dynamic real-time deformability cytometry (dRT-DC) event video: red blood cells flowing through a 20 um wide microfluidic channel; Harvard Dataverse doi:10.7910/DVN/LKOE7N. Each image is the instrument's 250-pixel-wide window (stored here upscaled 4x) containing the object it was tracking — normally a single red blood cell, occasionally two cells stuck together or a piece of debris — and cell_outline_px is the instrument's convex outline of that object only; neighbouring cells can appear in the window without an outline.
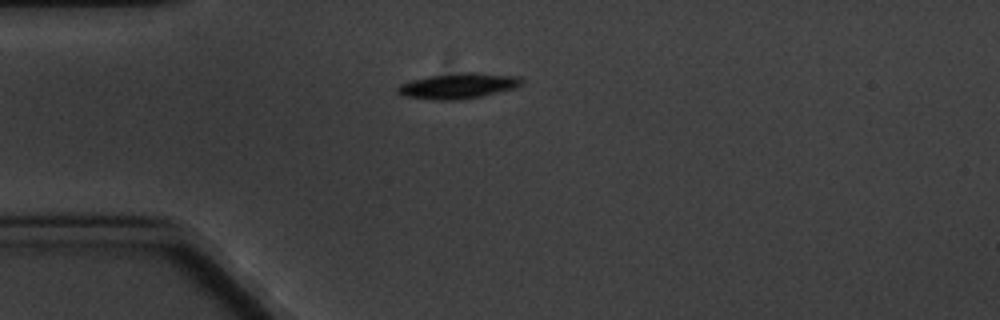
{"species": "common noctule bat (a hibernating species)", "species_latin": "Nyctalus noctula", "temperature_condition": "cold", "stored_images_in_passage": 5, "camera_frame_rate_fps": 3000, "um_per_image_px": 0.085, "animal": {"sex": "male", "body_mass_g": 20.1, "forearm_length_mm": 53.5}, "frame": {"image": 1, "passage_image": 1, "time_ms": 0.0, "image_size_px": [1000, 320], "cell_outline_px": [[524, 84], [516, 88], [480, 96], [460, 100], [432, 100], [404, 96], [396, 92], [396, 88], [400, 84], [412, 80], [428, 76], [460, 72], [480, 72], [520, 76], [524, 80]], "centroid_in_image_um": [38.99, 7.29], "position_along_channel_um": 46.0, "area_um2": 18.79}}
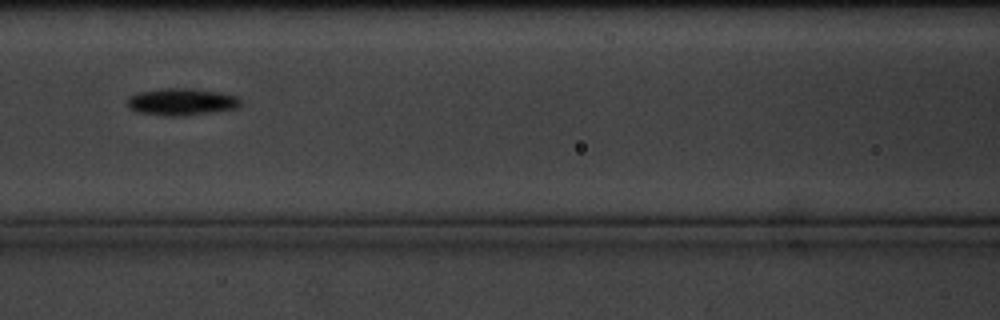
{"frame": {"image": 2, "passage_image": 4, "time_ms": 3.667, "image_size_px": [1000, 320], "cell_outline_px": [[240, 104], [236, 108], [208, 112], [176, 116], [168, 116], [140, 112], [128, 108], [124, 104], [124, 100], [128, 96], [136, 92], [168, 88], [192, 88], [220, 92], [240, 96]], "centroid_in_image_um": [15.36, 8.63], "position_along_channel_um": 151.2, "area_um2": 17.92}}